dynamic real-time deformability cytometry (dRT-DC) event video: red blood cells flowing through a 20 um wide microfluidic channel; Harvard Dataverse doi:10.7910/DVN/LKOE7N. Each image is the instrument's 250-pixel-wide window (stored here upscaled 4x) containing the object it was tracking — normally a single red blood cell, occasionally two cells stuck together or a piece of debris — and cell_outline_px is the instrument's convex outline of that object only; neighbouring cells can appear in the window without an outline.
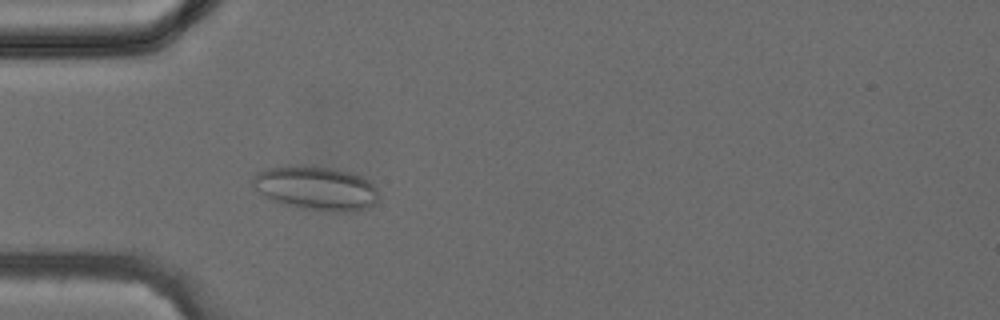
{"species": "common noctule bat (a hibernating species)", "species_latin": "Nyctalus noctula", "temperature_condition": "cold", "stored_images_in_passage": 39, "camera_frame_rate_fps": 3000, "um_per_image_px": 0.085, "animal": {"sex": "female", "body_mass_g": 24.6, "forearm_length_mm": 56.2}, "frame": {"image": 1, "passage_image": 12, "time_ms": 3.667, "image_size_px": [1000, 320], "cell_outline_px": [[380, 196], [376, 204], [360, 212], [324, 212], [304, 208], [272, 200], [260, 192], [252, 184], [252, 176], [256, 172], [268, 168], [284, 164], [300, 164], [336, 168], [360, 176], [368, 180], [376, 188]], "centroid_in_image_um": [26.9, 15.98], "position_along_channel_um": 58.1, "area_um2": 32.95}}